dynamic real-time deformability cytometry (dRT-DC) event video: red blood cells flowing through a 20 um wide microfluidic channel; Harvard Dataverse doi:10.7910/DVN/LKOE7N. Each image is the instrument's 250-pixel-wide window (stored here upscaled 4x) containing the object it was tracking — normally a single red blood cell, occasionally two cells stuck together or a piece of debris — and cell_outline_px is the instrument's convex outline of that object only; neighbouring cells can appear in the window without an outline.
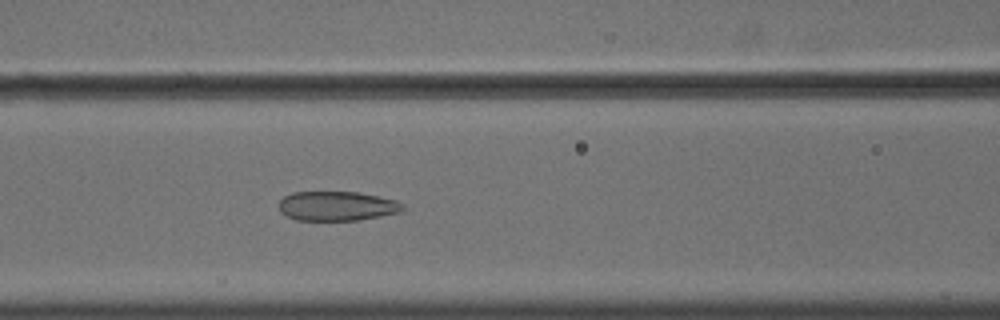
{"species": "common noctule bat (a hibernating species)", "species_latin": "Nyctalus noctula", "temperature_condition": "cold", "stored_images_in_passage": 47, "camera_frame_rate_fps": 3000, "um_per_image_px": 0.085, "animal": {"sex": "male", "body_mass_g": 18.8}, "frame": {"image": 1, "passage_image": 16, "time_ms": 5.0, "image_size_px": [1000, 320], "cell_outline_px": [[404, 208], [400, 212], [380, 216], [356, 220], [296, 220], [280, 212], [280, 200], [284, 196], [292, 192], [360, 192], [396, 200], [404, 204]], "centroid_in_image_um": [28.65, 17.5], "position_along_channel_um": 137.9, "area_um2": 21.21}}
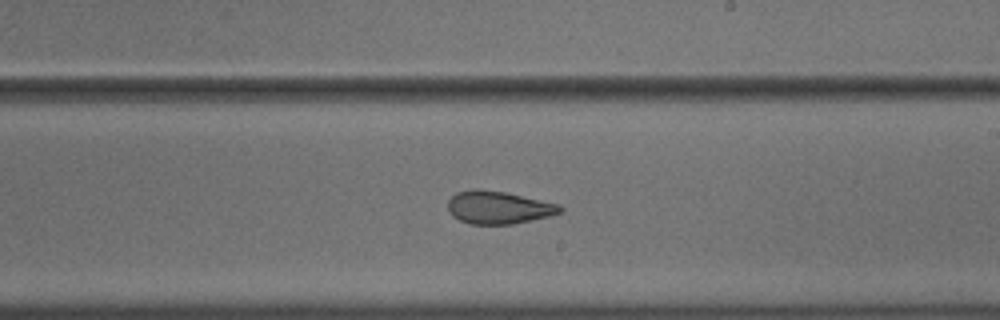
{"frame": {"image": 2, "passage_image": 25, "time_ms": 8.0, "image_size_px": [1000, 320], "cell_outline_px": [[564, 208], [560, 212], [548, 216], [512, 224], [472, 224], [460, 220], [452, 216], [448, 212], [448, 200], [456, 192], [472, 188], [476, 188], [504, 192], [560, 204]], "centroid_in_image_um": [42.33, 17.62], "position_along_channel_um": 246.7, "area_um2": 21.39}}
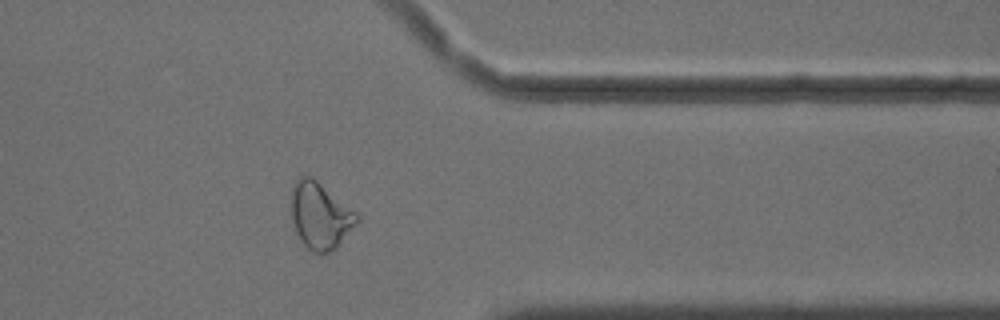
{"frame": {"image": 3, "passage_image": 37, "time_ms": 12.0, "image_size_px": [1000, 320], "cell_outline_px": [[360, 220], [336, 248], [332, 252], [320, 256], [312, 252], [300, 240], [296, 232], [292, 220], [292, 184], [300, 176], [312, 176], [356, 212], [360, 216]], "centroid_in_image_um": [27.22, 18.36], "position_along_channel_um": 384.2, "area_um2": 25.66}, "authors_computed_cell_mechanics": {"area_um2": 24.5072, "velocity_mm_per_s": 3.6255, "shape_relaxation_time_tau1_ms": null, "shape_relaxation_time_tau2_ms": 1.9657, "deformation_change_tau1": null, "deformation_change_tau2": 0.0808}}